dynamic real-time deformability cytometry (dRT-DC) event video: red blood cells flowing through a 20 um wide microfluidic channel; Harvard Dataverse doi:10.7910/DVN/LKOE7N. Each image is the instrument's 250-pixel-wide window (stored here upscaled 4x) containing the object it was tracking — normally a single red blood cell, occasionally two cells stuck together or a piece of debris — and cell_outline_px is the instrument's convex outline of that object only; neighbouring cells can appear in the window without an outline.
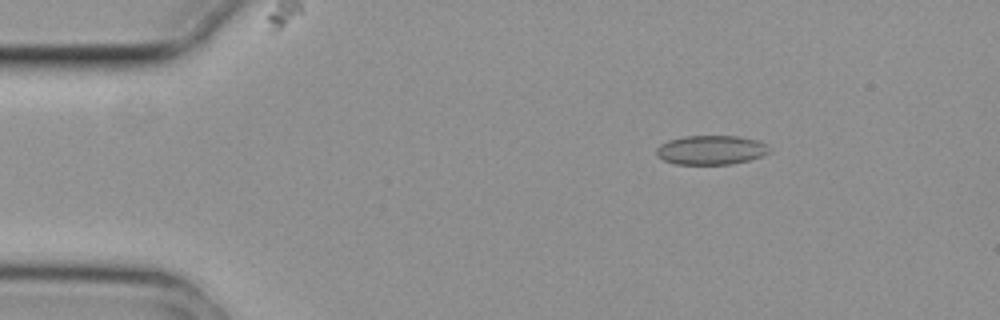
{"species": "common noctule bat (a hibernating species)", "species_latin": "Nyctalus noctula", "temperature_condition": "cold", "stored_images_in_passage": 4, "camera_frame_rate_fps": 3000, "um_per_image_px": 0.085, "animal": {"sex": "female", "body_mass_g": 29.2, "forearm_length_mm": 56.3}, "frame": {"image": 1, "passage_image": 2, "time_ms": 0.333, "image_size_px": [1000, 320], "cell_outline_px": [[772, 152], [764, 156], [732, 164], [676, 164], [664, 160], [656, 156], [656, 148], [660, 144], [668, 140], [684, 136], [736, 136], [756, 140], [772, 148]], "centroid_in_image_um": [60.45, 12.75], "position_along_channel_um": 24.6, "area_um2": 19.36}}